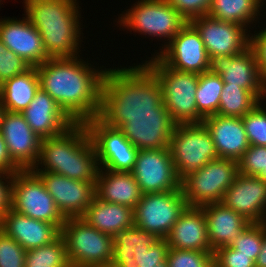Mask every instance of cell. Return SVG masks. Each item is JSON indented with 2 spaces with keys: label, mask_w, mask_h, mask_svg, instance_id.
<instances>
[{
  "label": "cell",
  "mask_w": 266,
  "mask_h": 267,
  "mask_svg": "<svg viewBox=\"0 0 266 267\" xmlns=\"http://www.w3.org/2000/svg\"><path fill=\"white\" fill-rule=\"evenodd\" d=\"M237 162L239 174L259 176L266 170V147L250 145Z\"/></svg>",
  "instance_id": "obj_38"
},
{
  "label": "cell",
  "mask_w": 266,
  "mask_h": 267,
  "mask_svg": "<svg viewBox=\"0 0 266 267\" xmlns=\"http://www.w3.org/2000/svg\"><path fill=\"white\" fill-rule=\"evenodd\" d=\"M13 175L0 172V218L11 209Z\"/></svg>",
  "instance_id": "obj_45"
},
{
  "label": "cell",
  "mask_w": 266,
  "mask_h": 267,
  "mask_svg": "<svg viewBox=\"0 0 266 267\" xmlns=\"http://www.w3.org/2000/svg\"><path fill=\"white\" fill-rule=\"evenodd\" d=\"M103 67L98 69L77 56L49 58L36 69L40 88L74 123H85L100 113L102 82L107 69Z\"/></svg>",
  "instance_id": "obj_1"
},
{
  "label": "cell",
  "mask_w": 266,
  "mask_h": 267,
  "mask_svg": "<svg viewBox=\"0 0 266 267\" xmlns=\"http://www.w3.org/2000/svg\"><path fill=\"white\" fill-rule=\"evenodd\" d=\"M260 102L249 90L224 83L217 115L242 118Z\"/></svg>",
  "instance_id": "obj_32"
},
{
  "label": "cell",
  "mask_w": 266,
  "mask_h": 267,
  "mask_svg": "<svg viewBox=\"0 0 266 267\" xmlns=\"http://www.w3.org/2000/svg\"><path fill=\"white\" fill-rule=\"evenodd\" d=\"M213 251L169 248V267H214Z\"/></svg>",
  "instance_id": "obj_36"
},
{
  "label": "cell",
  "mask_w": 266,
  "mask_h": 267,
  "mask_svg": "<svg viewBox=\"0 0 266 267\" xmlns=\"http://www.w3.org/2000/svg\"><path fill=\"white\" fill-rule=\"evenodd\" d=\"M165 239L169 248L213 251L208 240L207 220L202 207L187 206Z\"/></svg>",
  "instance_id": "obj_25"
},
{
  "label": "cell",
  "mask_w": 266,
  "mask_h": 267,
  "mask_svg": "<svg viewBox=\"0 0 266 267\" xmlns=\"http://www.w3.org/2000/svg\"><path fill=\"white\" fill-rule=\"evenodd\" d=\"M214 267H255V262L230 246H224L214 251Z\"/></svg>",
  "instance_id": "obj_41"
},
{
  "label": "cell",
  "mask_w": 266,
  "mask_h": 267,
  "mask_svg": "<svg viewBox=\"0 0 266 267\" xmlns=\"http://www.w3.org/2000/svg\"><path fill=\"white\" fill-rule=\"evenodd\" d=\"M21 170L22 169L10 157L6 142L0 131V172L15 174Z\"/></svg>",
  "instance_id": "obj_46"
},
{
  "label": "cell",
  "mask_w": 266,
  "mask_h": 267,
  "mask_svg": "<svg viewBox=\"0 0 266 267\" xmlns=\"http://www.w3.org/2000/svg\"><path fill=\"white\" fill-rule=\"evenodd\" d=\"M222 202L251 223L266 221V182L259 176L238 174Z\"/></svg>",
  "instance_id": "obj_20"
},
{
  "label": "cell",
  "mask_w": 266,
  "mask_h": 267,
  "mask_svg": "<svg viewBox=\"0 0 266 267\" xmlns=\"http://www.w3.org/2000/svg\"><path fill=\"white\" fill-rule=\"evenodd\" d=\"M219 158L238 161L250 146L242 118L212 115L204 118Z\"/></svg>",
  "instance_id": "obj_24"
},
{
  "label": "cell",
  "mask_w": 266,
  "mask_h": 267,
  "mask_svg": "<svg viewBox=\"0 0 266 267\" xmlns=\"http://www.w3.org/2000/svg\"><path fill=\"white\" fill-rule=\"evenodd\" d=\"M175 125L163 105L157 113L123 114L119 130L139 150H157L169 148Z\"/></svg>",
  "instance_id": "obj_14"
},
{
  "label": "cell",
  "mask_w": 266,
  "mask_h": 267,
  "mask_svg": "<svg viewBox=\"0 0 266 267\" xmlns=\"http://www.w3.org/2000/svg\"><path fill=\"white\" fill-rule=\"evenodd\" d=\"M160 238L137 226L120 231L113 237L111 267H138L134 254L149 249Z\"/></svg>",
  "instance_id": "obj_30"
},
{
  "label": "cell",
  "mask_w": 266,
  "mask_h": 267,
  "mask_svg": "<svg viewBox=\"0 0 266 267\" xmlns=\"http://www.w3.org/2000/svg\"><path fill=\"white\" fill-rule=\"evenodd\" d=\"M131 174L143 194L181 189L169 148L138 150Z\"/></svg>",
  "instance_id": "obj_15"
},
{
  "label": "cell",
  "mask_w": 266,
  "mask_h": 267,
  "mask_svg": "<svg viewBox=\"0 0 266 267\" xmlns=\"http://www.w3.org/2000/svg\"><path fill=\"white\" fill-rule=\"evenodd\" d=\"M22 114L41 139L58 136L74 124L57 102L41 88Z\"/></svg>",
  "instance_id": "obj_22"
},
{
  "label": "cell",
  "mask_w": 266,
  "mask_h": 267,
  "mask_svg": "<svg viewBox=\"0 0 266 267\" xmlns=\"http://www.w3.org/2000/svg\"><path fill=\"white\" fill-rule=\"evenodd\" d=\"M25 267H71L61 234L52 242L26 250Z\"/></svg>",
  "instance_id": "obj_34"
},
{
  "label": "cell",
  "mask_w": 266,
  "mask_h": 267,
  "mask_svg": "<svg viewBox=\"0 0 266 267\" xmlns=\"http://www.w3.org/2000/svg\"><path fill=\"white\" fill-rule=\"evenodd\" d=\"M99 169L87 127L84 123H74L62 134L41 140L39 158L31 170L96 183Z\"/></svg>",
  "instance_id": "obj_4"
},
{
  "label": "cell",
  "mask_w": 266,
  "mask_h": 267,
  "mask_svg": "<svg viewBox=\"0 0 266 267\" xmlns=\"http://www.w3.org/2000/svg\"><path fill=\"white\" fill-rule=\"evenodd\" d=\"M187 22L208 15L213 0H166Z\"/></svg>",
  "instance_id": "obj_42"
},
{
  "label": "cell",
  "mask_w": 266,
  "mask_h": 267,
  "mask_svg": "<svg viewBox=\"0 0 266 267\" xmlns=\"http://www.w3.org/2000/svg\"><path fill=\"white\" fill-rule=\"evenodd\" d=\"M259 177L266 182V170H263V172L259 175Z\"/></svg>",
  "instance_id": "obj_49"
},
{
  "label": "cell",
  "mask_w": 266,
  "mask_h": 267,
  "mask_svg": "<svg viewBox=\"0 0 266 267\" xmlns=\"http://www.w3.org/2000/svg\"><path fill=\"white\" fill-rule=\"evenodd\" d=\"M163 105L159 81L143 62L106 69L98 116L106 125L119 129L123 114L157 113Z\"/></svg>",
  "instance_id": "obj_2"
},
{
  "label": "cell",
  "mask_w": 266,
  "mask_h": 267,
  "mask_svg": "<svg viewBox=\"0 0 266 267\" xmlns=\"http://www.w3.org/2000/svg\"><path fill=\"white\" fill-rule=\"evenodd\" d=\"M134 5V6H133ZM121 13L120 27L129 32L156 37L164 41L159 52L178 34L187 21L166 0H138Z\"/></svg>",
  "instance_id": "obj_7"
},
{
  "label": "cell",
  "mask_w": 266,
  "mask_h": 267,
  "mask_svg": "<svg viewBox=\"0 0 266 267\" xmlns=\"http://www.w3.org/2000/svg\"><path fill=\"white\" fill-rule=\"evenodd\" d=\"M26 250L0 230V267H25Z\"/></svg>",
  "instance_id": "obj_39"
},
{
  "label": "cell",
  "mask_w": 266,
  "mask_h": 267,
  "mask_svg": "<svg viewBox=\"0 0 266 267\" xmlns=\"http://www.w3.org/2000/svg\"><path fill=\"white\" fill-rule=\"evenodd\" d=\"M0 131L12 160L22 169H32L36 164L41 138L31 129L22 113L4 110Z\"/></svg>",
  "instance_id": "obj_19"
},
{
  "label": "cell",
  "mask_w": 266,
  "mask_h": 267,
  "mask_svg": "<svg viewBox=\"0 0 266 267\" xmlns=\"http://www.w3.org/2000/svg\"><path fill=\"white\" fill-rule=\"evenodd\" d=\"M61 236L71 267L111 266L113 237L90 226L81 217L66 219Z\"/></svg>",
  "instance_id": "obj_6"
},
{
  "label": "cell",
  "mask_w": 266,
  "mask_h": 267,
  "mask_svg": "<svg viewBox=\"0 0 266 267\" xmlns=\"http://www.w3.org/2000/svg\"><path fill=\"white\" fill-rule=\"evenodd\" d=\"M148 59L143 64L157 77L171 120L176 125L203 123L204 117L198 112L195 99L199 74L169 68L155 54Z\"/></svg>",
  "instance_id": "obj_5"
},
{
  "label": "cell",
  "mask_w": 266,
  "mask_h": 267,
  "mask_svg": "<svg viewBox=\"0 0 266 267\" xmlns=\"http://www.w3.org/2000/svg\"><path fill=\"white\" fill-rule=\"evenodd\" d=\"M238 174L237 161L218 158L183 178L180 188L188 206L202 207L222 202L226 190Z\"/></svg>",
  "instance_id": "obj_9"
},
{
  "label": "cell",
  "mask_w": 266,
  "mask_h": 267,
  "mask_svg": "<svg viewBox=\"0 0 266 267\" xmlns=\"http://www.w3.org/2000/svg\"><path fill=\"white\" fill-rule=\"evenodd\" d=\"M31 67L23 58L9 50L0 39V85L15 75L26 72Z\"/></svg>",
  "instance_id": "obj_40"
},
{
  "label": "cell",
  "mask_w": 266,
  "mask_h": 267,
  "mask_svg": "<svg viewBox=\"0 0 266 267\" xmlns=\"http://www.w3.org/2000/svg\"><path fill=\"white\" fill-rule=\"evenodd\" d=\"M223 86L220 75L211 71L199 75L195 99L197 110L204 118L217 114Z\"/></svg>",
  "instance_id": "obj_33"
},
{
  "label": "cell",
  "mask_w": 266,
  "mask_h": 267,
  "mask_svg": "<svg viewBox=\"0 0 266 267\" xmlns=\"http://www.w3.org/2000/svg\"><path fill=\"white\" fill-rule=\"evenodd\" d=\"M11 209L27 217L56 225L66 221L44 182L31 169L13 175Z\"/></svg>",
  "instance_id": "obj_10"
},
{
  "label": "cell",
  "mask_w": 266,
  "mask_h": 267,
  "mask_svg": "<svg viewBox=\"0 0 266 267\" xmlns=\"http://www.w3.org/2000/svg\"><path fill=\"white\" fill-rule=\"evenodd\" d=\"M65 219L82 217L96 196L95 183L70 179L53 172H35Z\"/></svg>",
  "instance_id": "obj_18"
},
{
  "label": "cell",
  "mask_w": 266,
  "mask_h": 267,
  "mask_svg": "<svg viewBox=\"0 0 266 267\" xmlns=\"http://www.w3.org/2000/svg\"><path fill=\"white\" fill-rule=\"evenodd\" d=\"M94 144L101 169L131 172L138 148L133 146L118 128L106 125L98 117L84 123Z\"/></svg>",
  "instance_id": "obj_12"
},
{
  "label": "cell",
  "mask_w": 266,
  "mask_h": 267,
  "mask_svg": "<svg viewBox=\"0 0 266 267\" xmlns=\"http://www.w3.org/2000/svg\"><path fill=\"white\" fill-rule=\"evenodd\" d=\"M23 2V15L27 16L41 35L43 47L49 58H75L80 55L78 53L83 32L80 21L81 7L77 0Z\"/></svg>",
  "instance_id": "obj_3"
},
{
  "label": "cell",
  "mask_w": 266,
  "mask_h": 267,
  "mask_svg": "<svg viewBox=\"0 0 266 267\" xmlns=\"http://www.w3.org/2000/svg\"><path fill=\"white\" fill-rule=\"evenodd\" d=\"M81 218L90 226L112 237L135 225L133 208L104 202L96 196Z\"/></svg>",
  "instance_id": "obj_28"
},
{
  "label": "cell",
  "mask_w": 266,
  "mask_h": 267,
  "mask_svg": "<svg viewBox=\"0 0 266 267\" xmlns=\"http://www.w3.org/2000/svg\"><path fill=\"white\" fill-rule=\"evenodd\" d=\"M260 30L257 33L255 30V34L250 33V46L256 53L260 77L266 86V28Z\"/></svg>",
  "instance_id": "obj_44"
},
{
  "label": "cell",
  "mask_w": 266,
  "mask_h": 267,
  "mask_svg": "<svg viewBox=\"0 0 266 267\" xmlns=\"http://www.w3.org/2000/svg\"><path fill=\"white\" fill-rule=\"evenodd\" d=\"M40 88L36 67L15 75L0 85V101L4 110L22 113Z\"/></svg>",
  "instance_id": "obj_29"
},
{
  "label": "cell",
  "mask_w": 266,
  "mask_h": 267,
  "mask_svg": "<svg viewBox=\"0 0 266 267\" xmlns=\"http://www.w3.org/2000/svg\"><path fill=\"white\" fill-rule=\"evenodd\" d=\"M169 150L180 181L211 160L219 158L212 136L203 123L175 125Z\"/></svg>",
  "instance_id": "obj_8"
},
{
  "label": "cell",
  "mask_w": 266,
  "mask_h": 267,
  "mask_svg": "<svg viewBox=\"0 0 266 267\" xmlns=\"http://www.w3.org/2000/svg\"><path fill=\"white\" fill-rule=\"evenodd\" d=\"M0 230L25 250L46 245L61 234L56 225L27 217L12 209L0 218Z\"/></svg>",
  "instance_id": "obj_23"
},
{
  "label": "cell",
  "mask_w": 266,
  "mask_h": 267,
  "mask_svg": "<svg viewBox=\"0 0 266 267\" xmlns=\"http://www.w3.org/2000/svg\"><path fill=\"white\" fill-rule=\"evenodd\" d=\"M258 103L242 117V122L250 145L266 147V102ZM263 105V106H262Z\"/></svg>",
  "instance_id": "obj_35"
},
{
  "label": "cell",
  "mask_w": 266,
  "mask_h": 267,
  "mask_svg": "<svg viewBox=\"0 0 266 267\" xmlns=\"http://www.w3.org/2000/svg\"><path fill=\"white\" fill-rule=\"evenodd\" d=\"M190 23L199 32L210 60L217 56L239 55L250 46V33L237 23L209 15L194 18Z\"/></svg>",
  "instance_id": "obj_16"
},
{
  "label": "cell",
  "mask_w": 266,
  "mask_h": 267,
  "mask_svg": "<svg viewBox=\"0 0 266 267\" xmlns=\"http://www.w3.org/2000/svg\"><path fill=\"white\" fill-rule=\"evenodd\" d=\"M138 267H169L168 260H164L163 262H160L158 265H149V266H138Z\"/></svg>",
  "instance_id": "obj_48"
},
{
  "label": "cell",
  "mask_w": 266,
  "mask_h": 267,
  "mask_svg": "<svg viewBox=\"0 0 266 267\" xmlns=\"http://www.w3.org/2000/svg\"><path fill=\"white\" fill-rule=\"evenodd\" d=\"M0 39L9 50L32 67H37L49 59L43 47L41 35L26 15L22 20L1 18Z\"/></svg>",
  "instance_id": "obj_21"
},
{
  "label": "cell",
  "mask_w": 266,
  "mask_h": 267,
  "mask_svg": "<svg viewBox=\"0 0 266 267\" xmlns=\"http://www.w3.org/2000/svg\"><path fill=\"white\" fill-rule=\"evenodd\" d=\"M155 56L166 66L181 72L202 74L210 71V58L197 29L187 22Z\"/></svg>",
  "instance_id": "obj_13"
},
{
  "label": "cell",
  "mask_w": 266,
  "mask_h": 267,
  "mask_svg": "<svg viewBox=\"0 0 266 267\" xmlns=\"http://www.w3.org/2000/svg\"><path fill=\"white\" fill-rule=\"evenodd\" d=\"M3 111H4V108L3 106L1 105V101H0V124H1V116L3 114Z\"/></svg>",
  "instance_id": "obj_50"
},
{
  "label": "cell",
  "mask_w": 266,
  "mask_h": 267,
  "mask_svg": "<svg viewBox=\"0 0 266 267\" xmlns=\"http://www.w3.org/2000/svg\"><path fill=\"white\" fill-rule=\"evenodd\" d=\"M265 0H213L208 15L245 27L249 33L251 25L259 19ZM261 8V9H260ZM255 20V21H254Z\"/></svg>",
  "instance_id": "obj_31"
},
{
  "label": "cell",
  "mask_w": 266,
  "mask_h": 267,
  "mask_svg": "<svg viewBox=\"0 0 266 267\" xmlns=\"http://www.w3.org/2000/svg\"><path fill=\"white\" fill-rule=\"evenodd\" d=\"M206 220L208 240L213 252L221 247L230 246L251 222L227 207L223 202L202 206Z\"/></svg>",
  "instance_id": "obj_26"
},
{
  "label": "cell",
  "mask_w": 266,
  "mask_h": 267,
  "mask_svg": "<svg viewBox=\"0 0 266 267\" xmlns=\"http://www.w3.org/2000/svg\"><path fill=\"white\" fill-rule=\"evenodd\" d=\"M210 71L220 75L223 83L249 90L260 101H265L266 86L260 77L257 56L251 46L239 55L212 58Z\"/></svg>",
  "instance_id": "obj_17"
},
{
  "label": "cell",
  "mask_w": 266,
  "mask_h": 267,
  "mask_svg": "<svg viewBox=\"0 0 266 267\" xmlns=\"http://www.w3.org/2000/svg\"><path fill=\"white\" fill-rule=\"evenodd\" d=\"M96 197L104 202L135 208L142 198V191L131 172L99 169L95 183Z\"/></svg>",
  "instance_id": "obj_27"
},
{
  "label": "cell",
  "mask_w": 266,
  "mask_h": 267,
  "mask_svg": "<svg viewBox=\"0 0 266 267\" xmlns=\"http://www.w3.org/2000/svg\"><path fill=\"white\" fill-rule=\"evenodd\" d=\"M169 245L166 239H159L149 249L134 254L138 266L158 265L167 259Z\"/></svg>",
  "instance_id": "obj_43"
},
{
  "label": "cell",
  "mask_w": 266,
  "mask_h": 267,
  "mask_svg": "<svg viewBox=\"0 0 266 267\" xmlns=\"http://www.w3.org/2000/svg\"><path fill=\"white\" fill-rule=\"evenodd\" d=\"M187 206L181 189L143 194L134 208V224L165 239Z\"/></svg>",
  "instance_id": "obj_11"
},
{
  "label": "cell",
  "mask_w": 266,
  "mask_h": 267,
  "mask_svg": "<svg viewBox=\"0 0 266 267\" xmlns=\"http://www.w3.org/2000/svg\"><path fill=\"white\" fill-rule=\"evenodd\" d=\"M263 222L251 223L241 234L230 244V247L240 251L241 254L250 256L255 262L262 249Z\"/></svg>",
  "instance_id": "obj_37"
},
{
  "label": "cell",
  "mask_w": 266,
  "mask_h": 267,
  "mask_svg": "<svg viewBox=\"0 0 266 267\" xmlns=\"http://www.w3.org/2000/svg\"><path fill=\"white\" fill-rule=\"evenodd\" d=\"M255 267H266V221L263 222L262 249L255 261Z\"/></svg>",
  "instance_id": "obj_47"
}]
</instances>
